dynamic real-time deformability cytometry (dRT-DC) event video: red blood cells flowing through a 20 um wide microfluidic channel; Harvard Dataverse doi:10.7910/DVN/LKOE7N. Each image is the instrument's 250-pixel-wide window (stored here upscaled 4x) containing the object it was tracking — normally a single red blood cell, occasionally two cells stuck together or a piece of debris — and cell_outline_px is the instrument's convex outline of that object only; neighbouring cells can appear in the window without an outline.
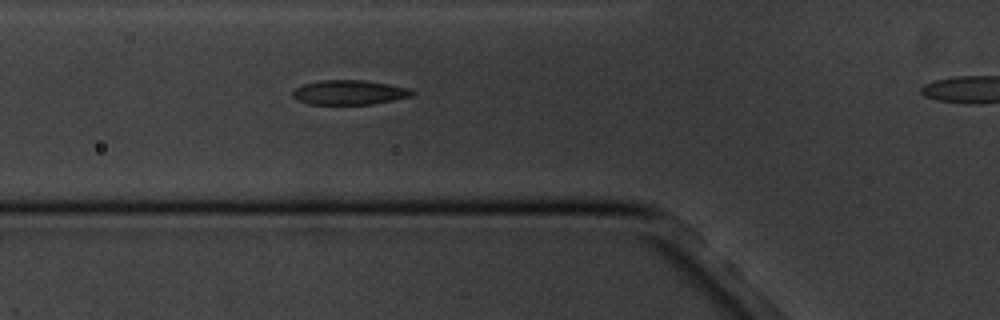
{"species": "common noctule bat (a hibernating species)", "species_latin": "Nyctalus noctula", "temperature_condition": "cold", "stored_images_in_passage": 4, "segment_of_instrument_passage": [1, 2], "camera_frame_rate_fps": 3000, "um_per_image_px": 0.085, "animal": {"sex": "male", "body_mass_g": 20.1, "forearm_length_mm": 53.5}, "frame": {"image": 1, "passage_image": 3, "time_ms": 3.0, "image_size_px": [1000, 320], "cell_outline_px": [[416, 92], [412, 96], [372, 104], [308, 104], [296, 100], [292, 96], [292, 92], [296, 88], [304, 84], [320, 80], [364, 80], [388, 84], [408, 88]], "centroid_in_image_um": [29.67, 7.85], "position_along_channel_um": 96.1, "area_um2": 17.05}}